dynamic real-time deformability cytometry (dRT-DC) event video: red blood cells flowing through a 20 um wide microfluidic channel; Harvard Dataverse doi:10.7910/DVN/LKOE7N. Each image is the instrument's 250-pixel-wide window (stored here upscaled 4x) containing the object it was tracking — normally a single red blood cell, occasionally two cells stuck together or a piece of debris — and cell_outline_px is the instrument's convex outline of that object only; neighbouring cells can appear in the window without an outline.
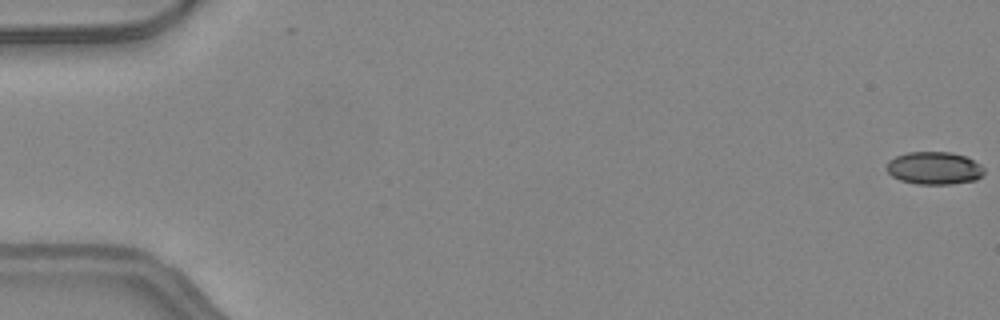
{"species": "common noctule bat (a hibernating species)", "species_latin": "Nyctalus noctula", "temperature_condition": "warm", "stored_images_in_passage": 50, "camera_frame_rate_fps": 3000, "um_per_image_px": 0.085, "animal": {"sex": "female", "body_mass_g": 24.6, "forearm_length_mm": 56.2}, "frame": {"image": 1, "passage_image": 1, "time_ms": 0.0, "image_size_px": [1000, 320], "cell_outline_px": [[984, 172], [976, 180], [952, 184], [916, 184], [900, 180], [892, 176], [884, 168], [888, 160], [896, 156], [908, 152], [948, 152], [964, 156], [980, 164], [984, 168]], "centroid_in_image_um": [79.37, 14.29], "position_along_channel_um": 5.6, "area_um2": 18.61}}
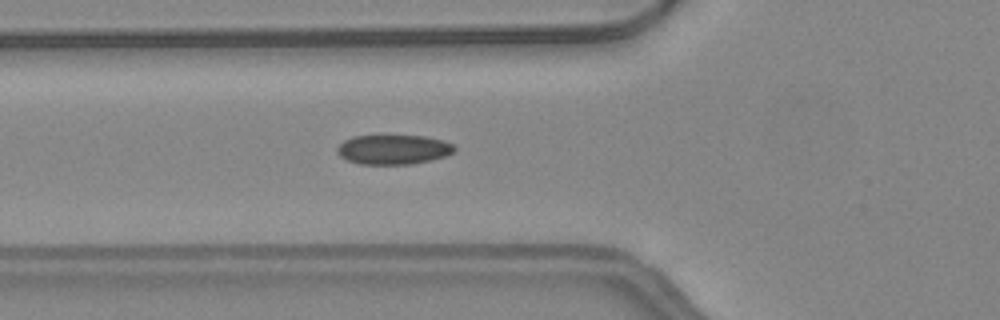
{"frame": {"image": 2, "passage_image": 19, "time_ms": 6.0, "image_size_px": [1000, 320], "cell_outline_px": [[456, 148], [452, 152], [444, 156], [412, 164], [360, 164], [348, 160], [340, 156], [336, 152], [336, 148], [344, 140], [352, 136], [424, 136], [444, 140], [452, 144]], "centroid_in_image_um": [33.4, 12.7], "position_along_channel_um": 92.4, "area_um2": 20.06}}
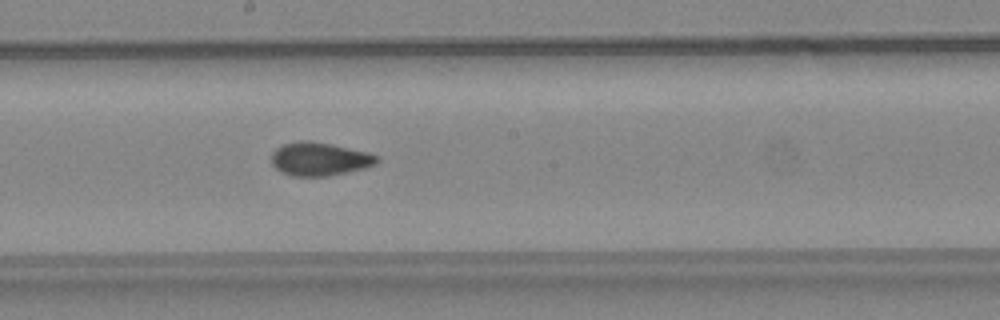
{"frame": {"image": 3, "passage_image": 28, "time_ms": 9.0, "image_size_px": [1000, 320], "cell_outline_px": [[380, 160], [376, 164], [364, 168], [328, 176], [292, 176], [280, 172], [272, 164], [272, 152], [276, 148], [284, 144], [300, 140], [308, 140], [368, 152], [376, 156]], "centroid_in_image_um": [27.13, 13.52], "position_along_channel_um": 221.1, "area_um2": 20.35}, "authors_computed_cell_mechanics": {"area_um2": 20.0277, "velocity_mm_per_s": 4.2601, "shape_relaxation_time_tau1_ms": null, "shape_relaxation_time_tau2_ms": 1.1547, "deformation_change_tau1": null, "deformation_change_tau2": 0.0644}}